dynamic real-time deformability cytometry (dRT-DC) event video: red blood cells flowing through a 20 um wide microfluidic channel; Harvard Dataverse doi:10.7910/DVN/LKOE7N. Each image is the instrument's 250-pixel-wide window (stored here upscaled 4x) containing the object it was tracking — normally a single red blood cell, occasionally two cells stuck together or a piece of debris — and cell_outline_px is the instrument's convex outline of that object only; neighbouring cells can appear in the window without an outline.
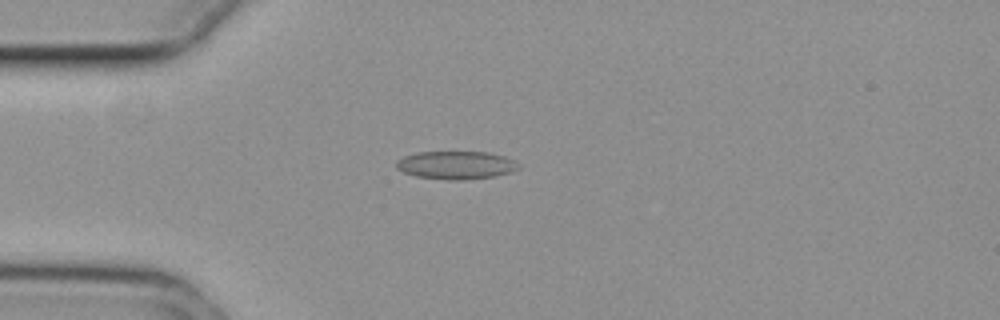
{"species": "common noctule bat (a hibernating species)", "species_latin": "Nyctalus noctula", "temperature_condition": "cold", "stored_images_in_passage": 53, "camera_frame_rate_fps": 3000, "um_per_image_px": 0.085, "animal": {"sex": "female", "body_mass_g": 29.2, "forearm_length_mm": 56.3}, "frame": {"image": 1, "passage_image": 13, "time_ms": 4.0, "image_size_px": [1000, 320], "cell_outline_px": [[520, 168], [512, 172], [496, 176], [464, 180], [448, 180], [416, 176], [404, 172], [396, 168], [396, 160], [404, 156], [416, 152], [488, 152], [504, 156], [516, 160], [520, 164]], "centroid_in_image_um": [38.8, 14.03], "position_along_channel_um": 46.2, "area_um2": 20.23}}
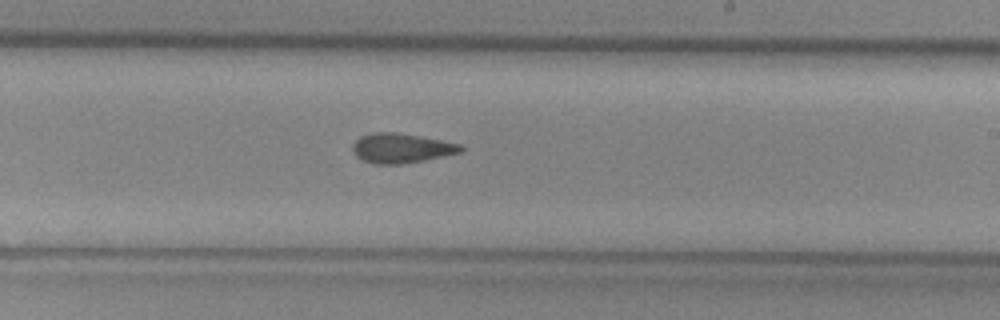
{"frame": {"image": 2, "passage_image": 31, "time_ms": 10.0, "image_size_px": [1000, 320], "cell_outline_px": [[464, 148], [460, 152], [424, 160], [400, 164], [376, 164], [360, 160], [352, 152], [352, 144], [360, 136], [372, 132], [396, 132], [420, 136], [460, 144]], "centroid_in_image_um": [34.04, 12.59], "position_along_channel_um": 255.0, "area_um2": 18.67}}
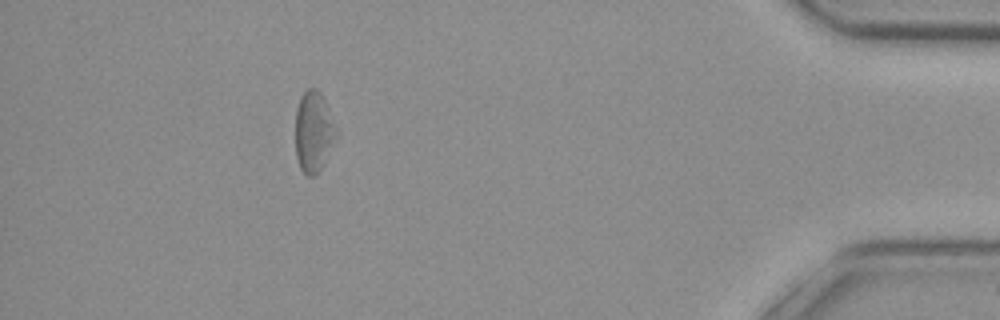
{"frame": {"image": 3, "passage_image": 48, "time_ms": 15.667, "image_size_px": [1000, 320], "cell_outline_px": [[340, 132], [320, 172], [316, 176], [308, 176], [300, 168], [296, 156], [296, 108], [300, 96], [308, 88], [316, 88], [320, 92]], "centroid_in_image_um": [26.69, 11.22], "position_along_channel_um": 408.5, "area_um2": 19.65}, "authors_computed_cell_mechanics": {"area_um2": 19.074, "velocity_mm_per_s": 3.7446, "shape_relaxation_time_tau1_ms": null, "shape_relaxation_time_tau2_ms": 5.4629, "deformation_change_tau1": null, "deformation_change_tau2": 0.1109}}